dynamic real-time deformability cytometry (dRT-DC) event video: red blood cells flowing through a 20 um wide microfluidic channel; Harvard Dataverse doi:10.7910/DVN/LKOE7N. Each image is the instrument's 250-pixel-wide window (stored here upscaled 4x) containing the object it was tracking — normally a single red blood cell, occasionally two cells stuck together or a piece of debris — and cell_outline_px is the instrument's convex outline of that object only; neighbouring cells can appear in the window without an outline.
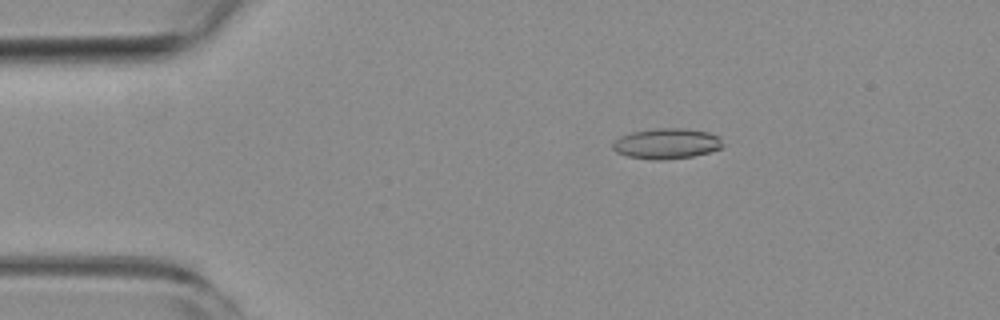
{"species": "common noctule bat (a hibernating species)", "species_latin": "Nyctalus noctula", "temperature_condition": "room temperature", "stored_images_in_passage": 54, "camera_frame_rate_fps": 3000, "um_per_image_px": 0.085, "animal": {"sex": "female", "body_mass_g": 19.3, "forearm_length_mm": 54.1}, "frame": {"image": 1, "passage_image": 10, "time_ms": 3.0, "image_size_px": [1000, 320], "cell_outline_px": [[720, 148], [708, 152], [692, 156], [660, 160], [652, 160], [628, 156], [616, 152], [612, 148], [612, 144], [620, 136], [632, 132], [656, 128], [684, 128], [708, 132], [720, 136]], "centroid_in_image_um": [56.63, 12.2], "position_along_channel_um": 28.4, "area_um2": 19.36}}
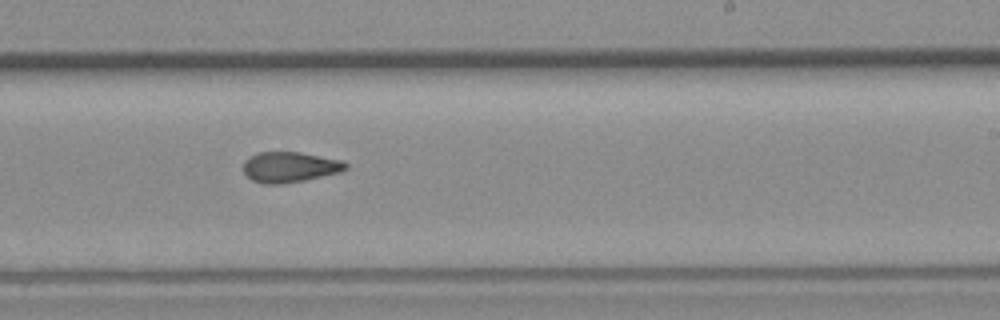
{"frame": {"image": 2, "passage_image": 33, "time_ms": 10.667, "image_size_px": [1000, 320], "cell_outline_px": [[348, 168], [340, 172], [304, 180], [280, 184], [264, 184], [252, 180], [244, 172], [244, 160], [248, 156], [256, 152], [300, 152], [344, 160], [348, 164]], "centroid_in_image_um": [24.64, 14.18], "position_along_channel_um": 264.4, "area_um2": 18.32}}
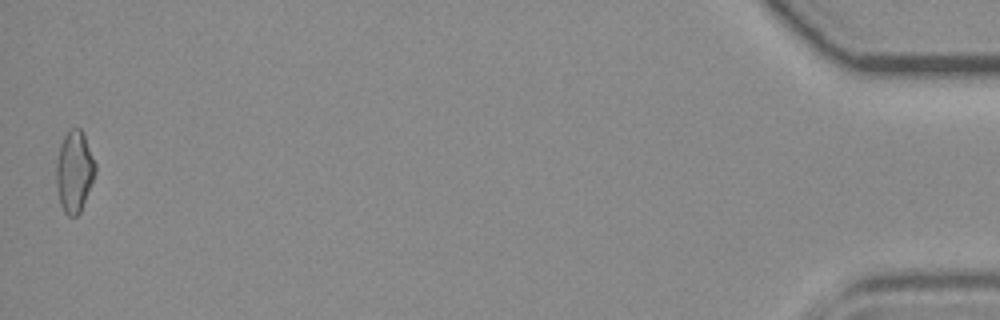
{"frame": {"image": 3, "passage_image": 54, "time_ms": 17.667, "image_size_px": [1000, 320], "cell_outline_px": [[96, 172], [80, 212], [76, 216], [68, 216], [64, 212], [60, 204], [56, 188], [56, 164], [60, 144], [64, 136], [72, 128], [80, 128], [84, 136], [96, 164]], "centroid_in_image_um": [6.3, 14.6], "position_along_channel_um": 428.9, "area_um2": 18.38}, "authors_computed_cell_mechanics": {"area_um2": 18.4671, "velocity_mm_per_s": 3.8097, "shape_relaxation_time_tau1_ms": null, "shape_relaxation_time_tau2_ms": 2.5198, "deformation_change_tau1": null, "deformation_change_tau2": 0.0989}}